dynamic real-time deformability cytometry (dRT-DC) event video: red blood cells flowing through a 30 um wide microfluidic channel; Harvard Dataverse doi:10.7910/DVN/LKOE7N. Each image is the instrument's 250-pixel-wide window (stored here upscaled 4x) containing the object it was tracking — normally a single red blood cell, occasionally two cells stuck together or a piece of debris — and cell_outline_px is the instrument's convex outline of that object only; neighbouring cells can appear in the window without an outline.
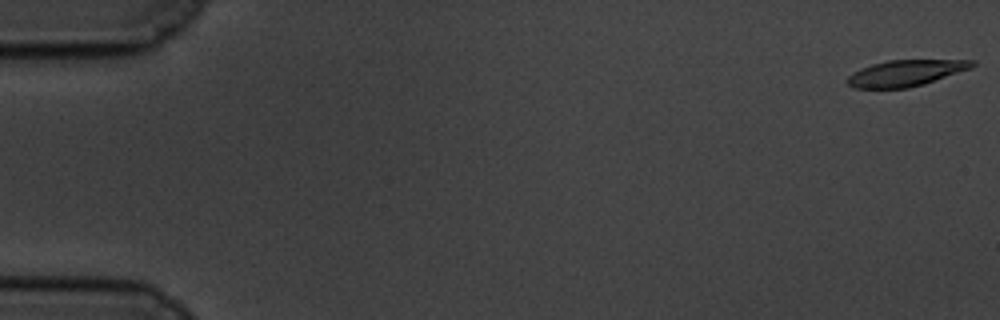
{"species": "common noctule bat (a hibernating species)", "species_latin": "Nyctalus noctula", "temperature_condition": "cold", "stored_images_in_passage": 58, "camera_frame_rate_fps": 3000, "um_per_image_px": 0.085, "animal": {"sex": "male", "body_mass_g": 19.5, "forearm_length_mm": 54.6}, "frame": {"image": 1, "passage_image": 1, "time_ms": 0.0, "image_size_px": [1000, 320], "cell_outline_px": [[976, 64], [972, 68], [924, 84], [908, 88], [852, 88], [848, 84], [848, 76], [860, 68], [872, 64], [888, 60], [976, 60]], "centroid_in_image_um": [77.0, 6.21], "position_along_channel_um": 8.0, "area_um2": 19.02}}
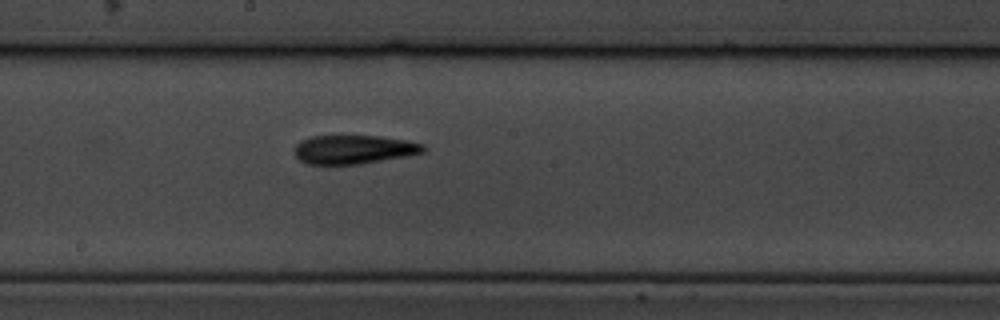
{"frame": {"image": 2, "passage_image": 32, "time_ms": 10.333, "image_size_px": [1000, 320], "cell_outline_px": [[428, 148], [424, 152], [404, 156], [360, 164], [308, 164], [300, 160], [296, 156], [296, 144], [300, 140], [312, 136], [380, 136], [408, 140], [424, 144]], "centroid_in_image_um": [30.1, 12.69], "position_along_channel_um": 218.1, "area_um2": 21.56}}
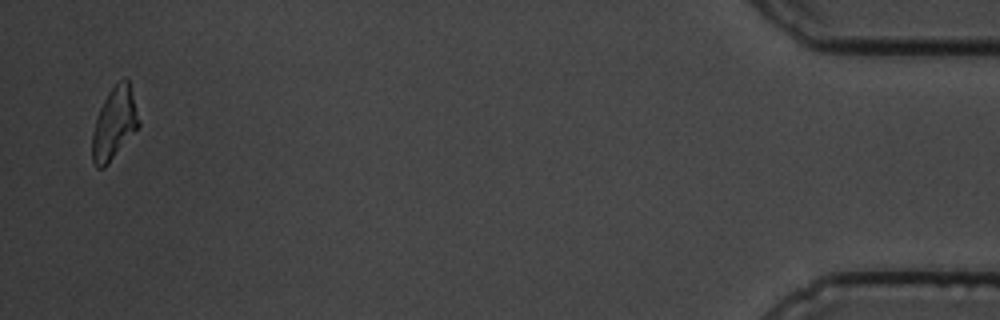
{"frame": {"image": 3, "passage_image": 57, "time_ms": 18.667, "image_size_px": [1000, 320], "cell_outline_px": [[140, 124], [108, 164], [104, 168], [96, 168], [92, 160], [92, 132], [96, 116], [108, 92], [124, 76], [128, 80], [140, 120]], "centroid_in_image_um": [9.69, 10.5], "position_along_channel_um": 425.5, "area_um2": 19.31}, "authors_computed_cell_mechanics": {"area_um2": 21.097, "velocity_mm_per_s": 3.4708, "shape_relaxation_time_tau1_ms": 4.1177, "shape_relaxation_time_tau2_ms": 5.8071, "deformation_change_tau1": 0.147, "deformation_change_tau2": 0.1401}}